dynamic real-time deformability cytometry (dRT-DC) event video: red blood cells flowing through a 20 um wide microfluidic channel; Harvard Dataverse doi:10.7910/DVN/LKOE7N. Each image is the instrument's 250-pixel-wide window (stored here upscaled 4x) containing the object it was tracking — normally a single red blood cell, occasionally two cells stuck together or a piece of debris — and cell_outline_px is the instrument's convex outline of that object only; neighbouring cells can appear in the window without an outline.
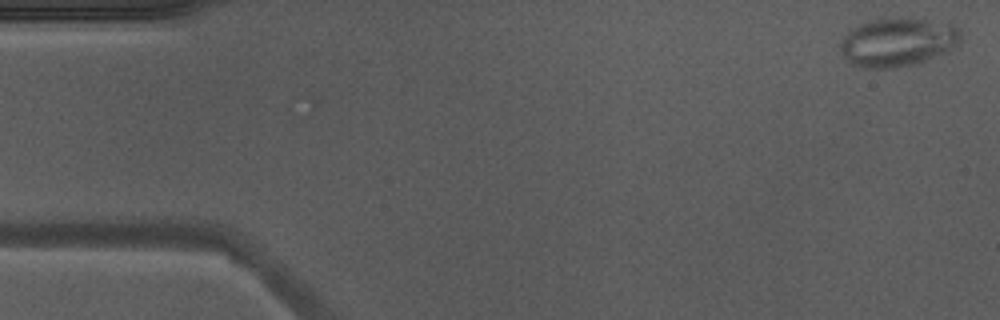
{"species": "Egyptian fruit bat (a non-hibernating species)", "species_latin": "Rousettus aegyptiacus", "temperature_condition": "warm", "stored_images_in_passage": 26, "camera_frame_rate_fps": 3000, "um_per_image_px": 0.085, "animal": {"sex": "male"}, "frame": {"image": 1, "passage_image": 1, "time_ms": 0.0, "image_size_px": [1000, 320], "cell_outline_px": [[960, 44], [944, 52], [924, 60], [892, 68], [860, 68], [852, 64], [840, 52], [840, 44], [844, 36], [852, 28], [860, 24], [872, 20], [912, 16], [948, 24], [960, 28]], "centroid_in_image_um": [76.29, 3.55], "position_along_channel_um": 8.7, "area_um2": 33.93}}